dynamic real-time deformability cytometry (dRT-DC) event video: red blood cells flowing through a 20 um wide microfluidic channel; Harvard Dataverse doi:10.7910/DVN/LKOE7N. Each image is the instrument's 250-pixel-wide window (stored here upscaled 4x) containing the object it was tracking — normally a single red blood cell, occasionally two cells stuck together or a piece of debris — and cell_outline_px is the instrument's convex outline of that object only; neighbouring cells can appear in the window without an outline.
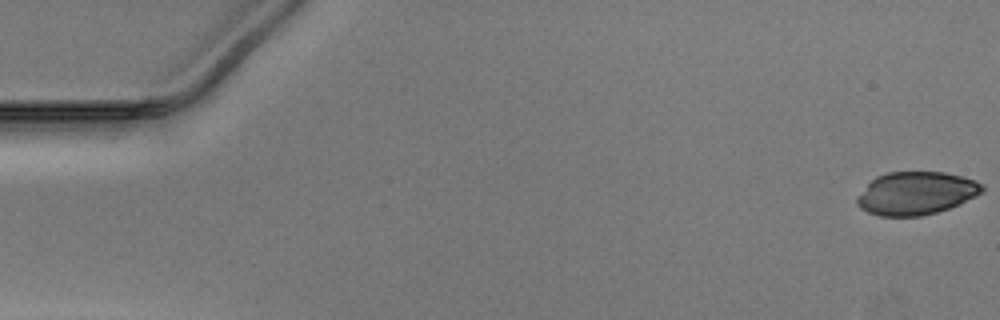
{"species": "Egyptian fruit bat (a non-hibernating species)", "species_latin": "Rousettus aegyptiacus", "temperature_condition": "warm", "stored_images_in_passage": 11, "camera_frame_rate_fps": 3000, "um_per_image_px": 0.085, "animal": {"sex": "male"}, "frame": {"image": 1, "passage_image": 1, "time_ms": 0.0, "image_size_px": [1000, 320], "cell_outline_px": [[984, 192], [960, 204], [936, 212], [920, 216], [880, 216], [868, 212], [860, 208], [856, 204], [856, 200], [868, 184], [876, 176], [888, 172], [944, 172], [976, 180], [984, 184]], "centroid_in_image_um": [77.9, 16.42], "position_along_channel_um": 7.1, "area_um2": 31.27}}